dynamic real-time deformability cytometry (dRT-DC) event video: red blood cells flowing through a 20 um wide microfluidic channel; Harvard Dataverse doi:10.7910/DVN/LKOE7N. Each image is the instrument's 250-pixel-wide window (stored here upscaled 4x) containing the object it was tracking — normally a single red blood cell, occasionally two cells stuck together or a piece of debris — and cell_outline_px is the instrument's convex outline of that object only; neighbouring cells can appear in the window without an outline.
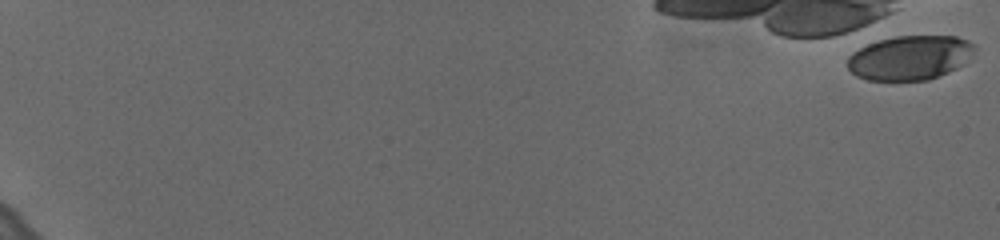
{"species": "human", "species_latin": "Homo sapiens", "temperature_condition": "cold", "stored_images_in_passage": 6, "camera_frame_rate_fps": 3000, "um_per_image_px": 0.085, "donor": {"sex": "female"}, "frame": {"image": 1, "passage_image": 1, "time_ms": 0.0, "image_size_px": [1000, 240], "cell_outline_px": [[976, 48], [956, 68], [948, 72], [928, 80], [868, 80], [856, 76], [848, 68], [848, 56], [852, 52], [868, 44], [880, 40], [896, 36], [956, 36], [968, 40]], "centroid_in_image_um": [77.3, 4.9], "position_along_channel_um": 7.7, "area_um2": 32.43}}